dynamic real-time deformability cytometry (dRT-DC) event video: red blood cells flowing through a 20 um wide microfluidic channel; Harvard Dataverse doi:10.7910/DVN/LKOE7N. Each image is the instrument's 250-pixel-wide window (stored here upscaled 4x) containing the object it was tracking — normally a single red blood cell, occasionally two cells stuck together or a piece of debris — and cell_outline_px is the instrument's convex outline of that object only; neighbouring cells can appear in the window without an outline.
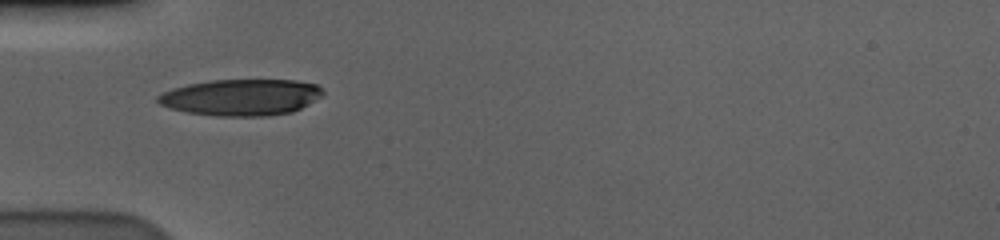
{"species": "human", "species_latin": "Homo sapiens", "temperature_condition": "cold", "stored_images_in_passage": 39, "camera_frame_rate_fps": 3000, "um_per_image_px": 0.085, "donor": {"sex": "male"}, "frame": {"image": 1, "passage_image": 1, "time_ms": 0.0, "image_size_px": [1000, 240], "cell_outline_px": [[324, 92], [320, 96], [308, 104], [292, 112], [268, 116], [216, 116], [188, 112], [168, 108], [160, 104], [156, 100], [156, 96], [172, 88], [188, 84], [212, 80], [296, 80], [316, 84]], "centroid_in_image_um": [20.47, 8.27], "position_along_channel_um": 64.5, "area_um2": 34.97}}
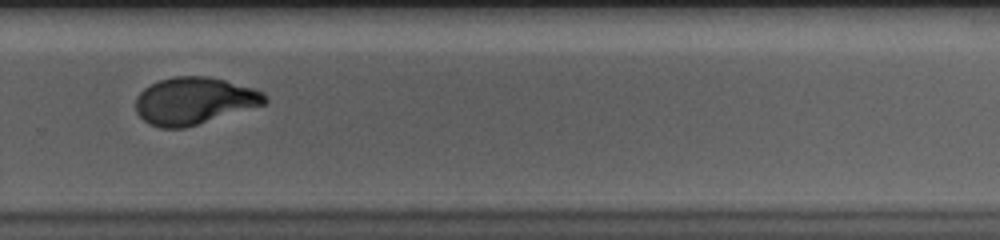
{"frame": {"image": 2, "passage_image": 22, "time_ms": 7.0, "image_size_px": [1000, 240], "cell_outline_px": [[268, 100], [264, 104], [184, 128], [160, 128], [148, 124], [136, 112], [136, 96], [144, 88], [160, 80], [172, 76], [208, 76], [224, 80], [252, 88], [264, 92]], "centroid_in_image_um": [16.47, 8.57], "position_along_channel_um": 313.3, "area_um2": 35.2}}
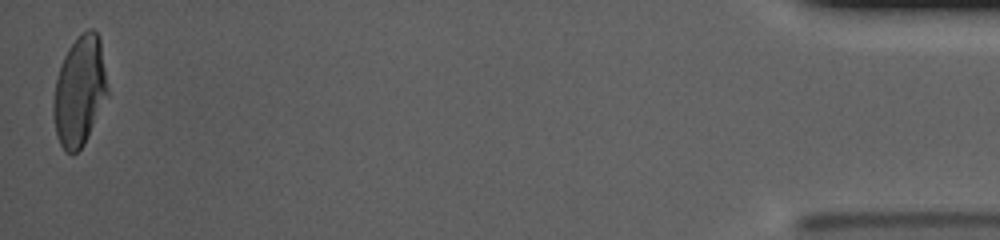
{"frame": {"image": 3, "passage_image": 39, "time_ms": 12.667, "image_size_px": [1000, 240], "cell_outline_px": [[108, 96], [84, 144], [72, 156], [64, 152], [56, 136], [52, 112], [52, 100], [56, 80], [64, 56], [68, 48], [88, 28], [92, 28], [96, 32], [100, 40], [108, 88]], "centroid_in_image_um": [6.75, 7.8], "position_along_channel_um": 428.5, "area_um2": 34.68}, "authors_computed_cell_mechanics": {"area_um2": 35.6626, "velocity_mm_per_s": 3.594, "shape_relaxation_time_tau1_ms": 4.8123, "shape_relaxation_time_tau2_ms": 0.9622, "deformation_change_tau1": 0.2152, "deformation_change_tau2": 0.0665}}